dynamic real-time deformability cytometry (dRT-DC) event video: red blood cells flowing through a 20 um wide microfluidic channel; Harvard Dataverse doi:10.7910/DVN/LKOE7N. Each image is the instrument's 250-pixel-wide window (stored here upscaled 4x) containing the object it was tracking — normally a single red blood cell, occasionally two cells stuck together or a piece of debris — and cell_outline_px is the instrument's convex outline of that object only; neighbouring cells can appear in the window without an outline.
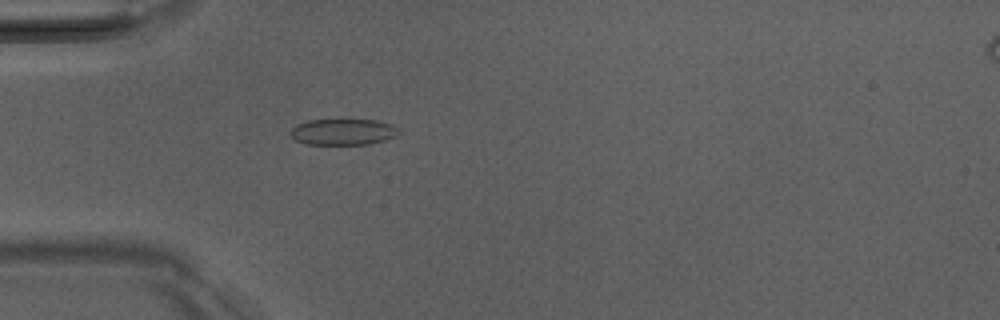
{"species": "Egyptian fruit bat (a non-hibernating species)", "species_latin": "Rousettus aegyptiacus", "temperature_condition": "room temperature", "stored_images_in_passage": 39, "camera_frame_rate_fps": 3000, "um_per_image_px": 0.085, "animal": {"sex": "male"}, "frame": {"image": 1, "passage_image": 4, "time_ms": 1.0, "image_size_px": [1000, 320], "cell_outline_px": [[400, 132], [396, 136], [384, 140], [368, 144], [308, 144], [296, 140], [288, 132], [296, 124], [308, 120], [376, 120], [388, 124], [396, 128]], "centroid_in_image_um": [29.12, 11.21], "position_along_channel_um": 55.9, "area_um2": 16.3}}
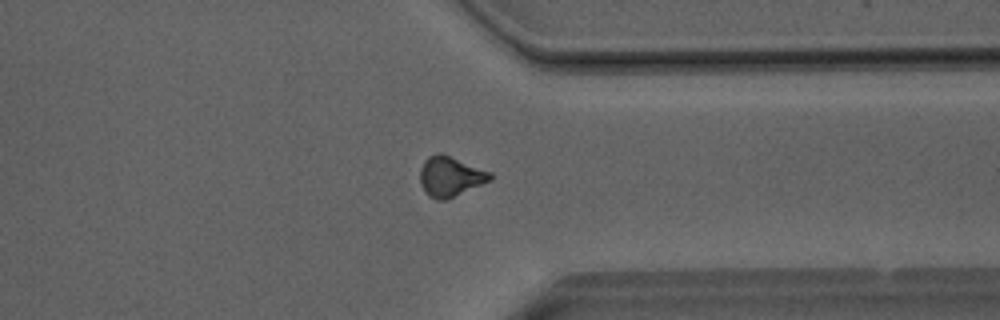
{"frame": {"image": 2, "passage_image": 28, "time_ms": 9.0, "image_size_px": [1000, 320], "cell_outline_px": [[492, 180], [444, 200], [436, 200], [428, 196], [424, 192], [420, 184], [420, 168], [424, 160], [428, 156], [440, 152], [492, 172]], "centroid_in_image_um": [38.25, 14.99], "position_along_channel_um": 373.1, "area_um2": 16.42}}
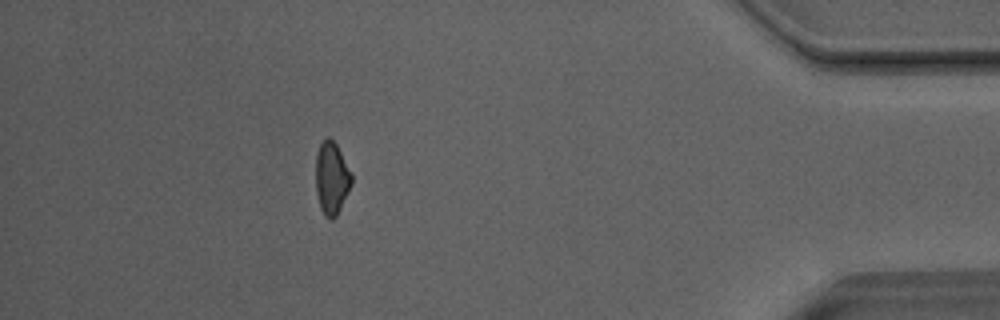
{"frame": {"image": 3, "passage_image": 34, "time_ms": 11.0, "image_size_px": [1000, 320], "cell_outline_px": [[352, 184], [336, 216], [332, 220], [328, 220], [324, 216], [320, 208], [316, 192], [316, 152], [320, 144], [328, 136], [336, 144], [352, 172]], "centroid_in_image_um": [28.19, 15.16], "position_along_channel_um": 407.0, "area_um2": 15.26}, "authors_computed_cell_mechanics": {"area_um2": 15.9528, "velocity_mm_per_s": 4.0875, "shape_relaxation_time_tau1_ms": 5.4247, "shape_relaxation_time_tau2_ms": 2.3469, "deformation_change_tau1": 0.1326, "deformation_change_tau2": 0.084}}